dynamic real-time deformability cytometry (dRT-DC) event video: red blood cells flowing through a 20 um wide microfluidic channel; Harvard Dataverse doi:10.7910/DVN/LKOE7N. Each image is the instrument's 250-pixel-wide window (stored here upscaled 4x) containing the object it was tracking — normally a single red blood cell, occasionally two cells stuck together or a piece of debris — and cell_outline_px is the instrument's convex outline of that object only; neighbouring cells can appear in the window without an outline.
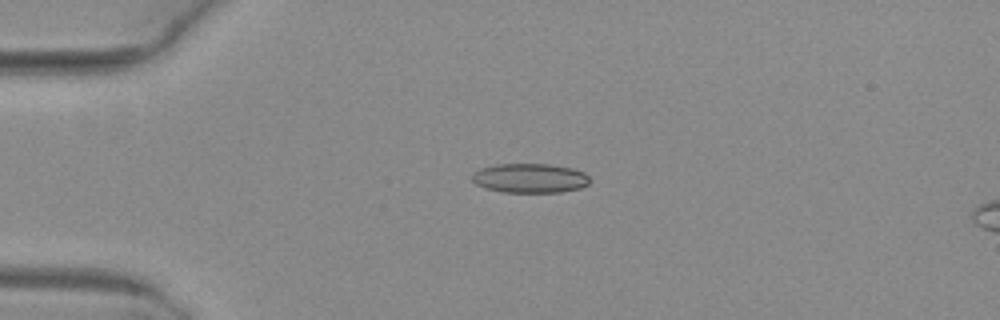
{"species": "common noctule bat (a hibernating species)", "species_latin": "Nyctalus noctula", "temperature_condition": "warm", "stored_images_in_passage": 7, "camera_frame_rate_fps": 3000, "um_per_image_px": 0.085, "animal": {"sex": "female", "body_mass_g": 29.2, "forearm_length_mm": 56.3}, "frame": {"image": 1, "passage_image": 3, "time_ms": 0.667, "image_size_px": [1000, 320], "cell_outline_px": [[592, 180], [588, 184], [580, 188], [560, 192], [504, 192], [484, 188], [476, 184], [472, 180], [472, 172], [480, 168], [496, 164], [548, 164], [572, 168], [584, 172]], "centroid_in_image_um": [45.03, 15.14], "position_along_channel_um": 40.0, "area_um2": 20.29}}
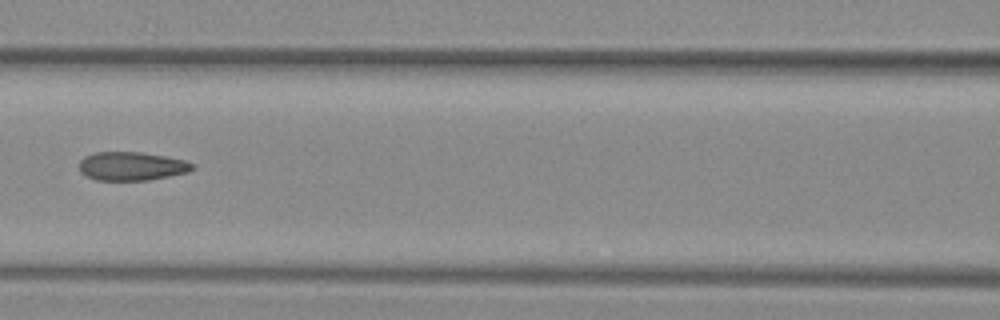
{"frame": {"image": 2, "passage_image": 6, "time_ms": 1.667, "image_size_px": [1000, 320], "cell_outline_px": [[196, 168], [188, 172], [148, 180], [96, 180], [80, 172], [80, 160], [84, 156], [96, 152], [140, 152], [168, 156], [184, 160], [192, 164]], "centroid_in_image_um": [11.2, 14.12], "position_along_channel_um": 155.4, "area_um2": 18.84}}
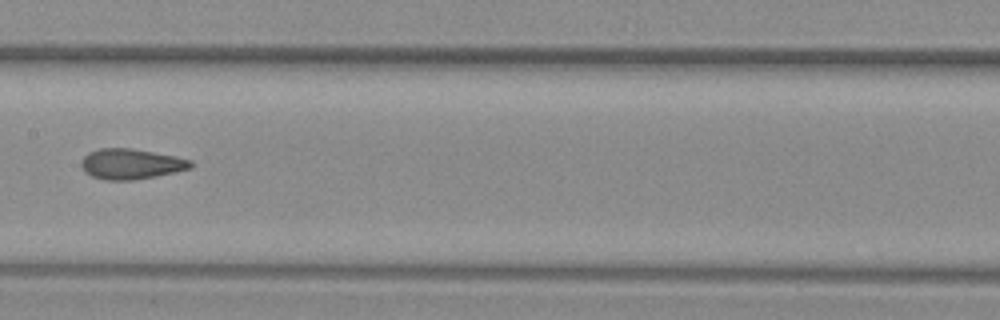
{"frame": {"image": 3, "passage_image": 7, "time_ms": 2.0, "image_size_px": [1000, 320], "cell_outline_px": [[192, 168], [156, 176], [132, 180], [104, 180], [92, 176], [84, 172], [80, 164], [80, 160], [88, 152], [100, 148], [132, 148], [176, 156], [192, 160]], "centroid_in_image_um": [11.11, 13.93], "position_along_channel_um": 196.3, "area_um2": 19.54}}